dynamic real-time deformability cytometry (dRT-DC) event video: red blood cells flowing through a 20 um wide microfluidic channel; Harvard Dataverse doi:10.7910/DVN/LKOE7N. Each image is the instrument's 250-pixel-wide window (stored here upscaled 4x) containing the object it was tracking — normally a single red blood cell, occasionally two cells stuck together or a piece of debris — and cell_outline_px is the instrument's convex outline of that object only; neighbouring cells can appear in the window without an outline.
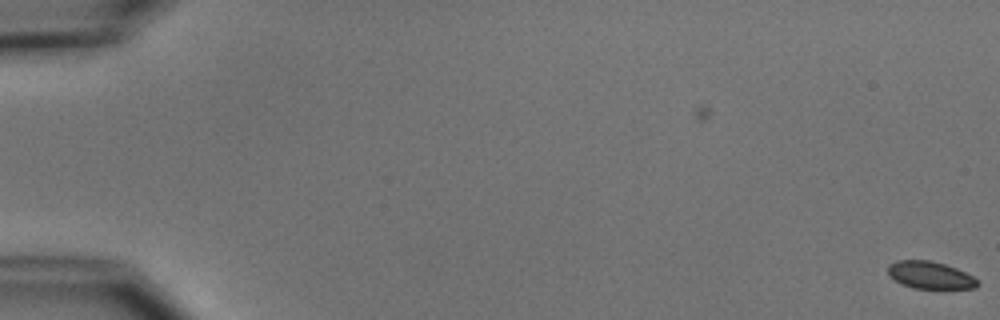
{"species": "common noctule bat (a hibernating species)", "species_latin": "Nyctalus noctula", "temperature_condition": "cold", "stored_images_in_passage": 3, "camera_frame_rate_fps": 3000, "um_per_image_px": 0.085, "animal": {"sex": "male", "body_mass_g": 15.6}, "frame": {"image": 1, "passage_image": 3, "time_ms": 0.667, "image_size_px": [1000, 320], "cell_outline_px": [[980, 284], [976, 288], [912, 288], [900, 284], [888, 276], [888, 264], [896, 260], [928, 260], [944, 264], [956, 268], [972, 276]], "centroid_in_image_um": [79.0, 23.38], "position_along_channel_um": 6.0, "area_um2": 14.28}}